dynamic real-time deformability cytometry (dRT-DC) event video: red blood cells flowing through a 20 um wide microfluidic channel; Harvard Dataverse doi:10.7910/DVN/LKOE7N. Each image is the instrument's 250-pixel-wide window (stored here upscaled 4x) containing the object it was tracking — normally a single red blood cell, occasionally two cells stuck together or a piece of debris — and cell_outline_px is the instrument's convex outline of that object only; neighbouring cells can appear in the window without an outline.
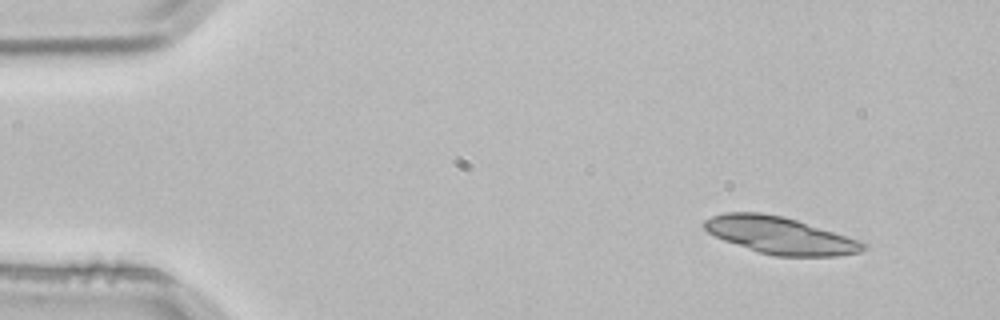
{"species": "common noctule bat (a hibernating species)", "species_latin": "Nyctalus noctula", "temperature_condition": "room temperature", "stored_images_in_passage": 3, "camera_frame_rate_fps": 3000, "um_per_image_px": 0.085, "animal": {"sex": "male", "body_mass_g": 21.5, "forearm_length_mm": 52.0}, "frame": {"image": 1, "passage_image": 1, "time_ms": 0.0, "image_size_px": [1000, 320], "cell_outline_px": [[868, 244], [860, 252], [836, 256], [776, 256], [760, 252], [724, 240], [708, 232], [704, 228], [704, 220], [712, 216], [724, 212], [760, 212], [784, 216]], "centroid_in_image_um": [66.25, 20.0], "position_along_channel_um": 18.7, "area_um2": 33.64}}